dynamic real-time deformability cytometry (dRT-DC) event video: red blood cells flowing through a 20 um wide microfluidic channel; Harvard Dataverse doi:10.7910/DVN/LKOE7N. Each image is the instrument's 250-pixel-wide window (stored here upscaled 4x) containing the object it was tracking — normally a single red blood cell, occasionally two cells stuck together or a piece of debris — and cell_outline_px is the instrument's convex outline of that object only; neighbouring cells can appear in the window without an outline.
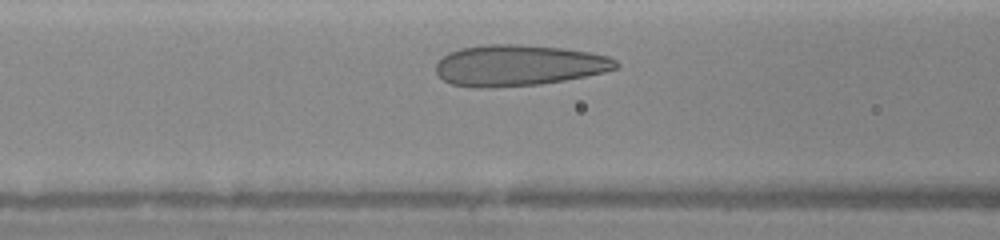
{"species": "human", "species_latin": "Homo sapiens", "temperature_condition": "warm", "stored_images_in_passage": 21, "camera_frame_rate_fps": 3000, "um_per_image_px": 0.085, "donor": {"sex": "female"}, "frame": {"image": 1, "passage_image": 8, "time_ms": 1.667, "image_size_px": [1000, 240], "cell_outline_px": [[620, 64], [616, 68], [604, 72], [564, 80], [540, 84], [484, 88], [480, 88], [452, 84], [444, 80], [436, 72], [436, 64], [448, 52], [460, 48], [484, 44], [520, 44], [564, 48], [592, 52], [608, 56], [616, 60]], "centroid_in_image_um": [44.09, 5.54], "position_along_channel_um": 122.5, "area_um2": 43.12}}
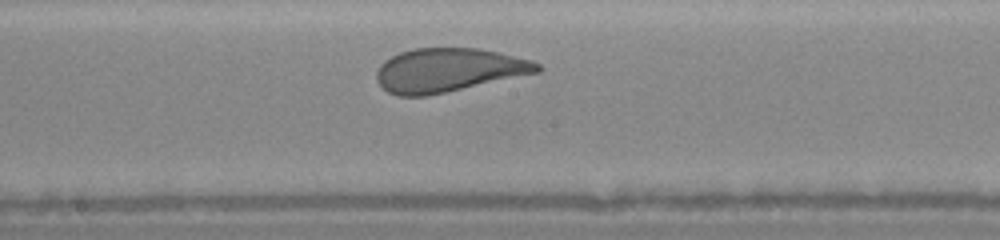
{"frame": {"image": 2, "passage_image": 15, "time_ms": 3.667, "image_size_px": [1000, 240], "cell_outline_px": [[544, 68], [540, 72], [428, 96], [396, 96], [388, 92], [376, 80], [376, 72], [380, 64], [384, 60], [400, 52], [412, 48], [476, 48], [496, 52], [532, 60], [540, 64]], "centroid_in_image_um": [38.11, 5.96], "position_along_channel_um": 210.1, "area_um2": 41.04}}
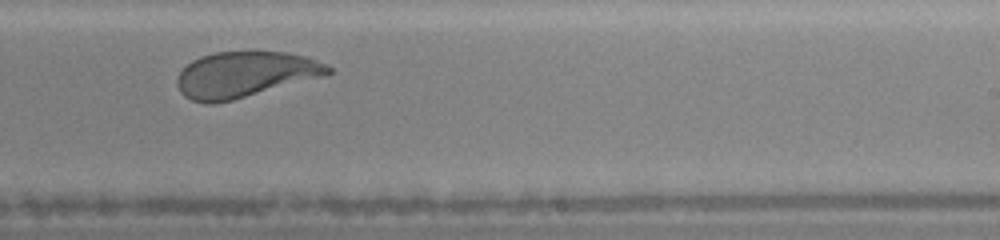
{"frame": {"image": 3, "passage_image": 20, "time_ms": 5.0, "image_size_px": [1000, 240], "cell_outline_px": [[332, 72], [328, 76], [216, 104], [204, 104], [192, 100], [184, 96], [180, 92], [176, 84], [176, 80], [180, 72], [192, 60], [200, 56], [216, 52], [284, 52], [308, 56], [328, 64], [332, 68]], "centroid_in_image_um": [20.87, 6.34], "position_along_channel_um": 268.1, "area_um2": 40.75}}